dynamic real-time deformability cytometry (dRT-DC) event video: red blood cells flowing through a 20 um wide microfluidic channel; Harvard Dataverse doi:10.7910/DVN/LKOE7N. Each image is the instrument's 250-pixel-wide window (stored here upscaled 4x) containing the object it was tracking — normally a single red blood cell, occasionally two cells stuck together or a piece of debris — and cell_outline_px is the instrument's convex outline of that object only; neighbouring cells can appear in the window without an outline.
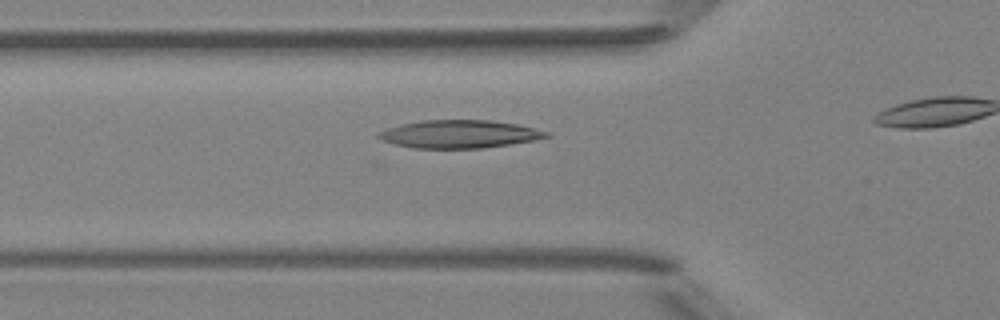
{"species": "Egyptian fruit bat (a non-hibernating species)", "species_latin": "Rousettus aegyptiacus", "temperature_condition": "room temperature", "stored_images_in_passage": 6, "camera_frame_rate_fps": 3000, "um_per_image_px": 0.085, "animal": {"sex": "female"}, "frame": {"image": 1, "passage_image": 5, "time_ms": 4.333, "image_size_px": [1000, 320], "cell_outline_px": [[552, 136], [532, 140], [484, 148], [412, 148], [380, 140], [376, 136], [376, 132], [400, 124], [420, 120], [492, 120], [516, 124], [552, 132]], "centroid_in_image_um": [39.02, 11.39], "position_along_channel_um": 86.8, "area_um2": 27.46}}